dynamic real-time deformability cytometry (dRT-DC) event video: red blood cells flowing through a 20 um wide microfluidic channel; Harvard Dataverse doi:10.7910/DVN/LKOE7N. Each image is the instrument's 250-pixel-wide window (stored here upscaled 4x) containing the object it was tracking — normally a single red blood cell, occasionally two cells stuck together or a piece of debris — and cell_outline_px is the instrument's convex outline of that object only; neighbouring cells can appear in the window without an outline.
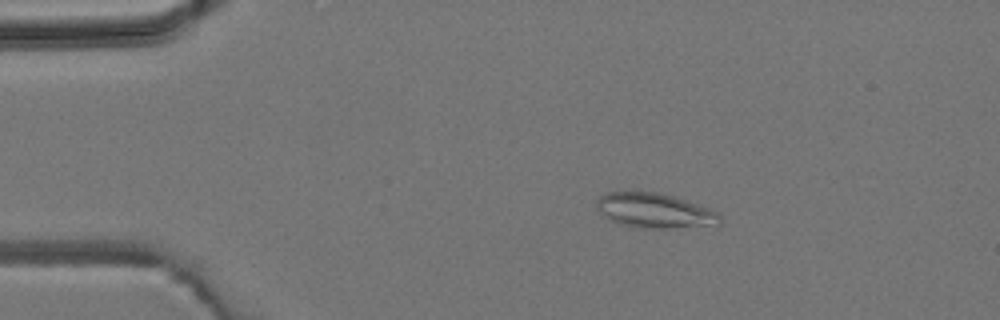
{"species": "common noctule bat (a hibernating species)", "species_latin": "Nyctalus noctula", "temperature_condition": "room temperature", "stored_images_in_passage": 4, "camera_frame_rate_fps": 3000, "um_per_image_px": 0.085, "animal": {"sex": "male", "body_mass_g": 19.2, "forearm_length_mm": 51.8}, "frame": {"image": 1, "passage_image": 2, "time_ms": 1.0, "image_size_px": [1000, 320], "cell_outline_px": [[720, 228], [640, 228], [620, 224], [604, 216], [596, 208], [596, 200], [600, 196], [608, 192], [656, 192], [672, 196], [708, 208], [716, 212], [720, 216]], "centroid_in_image_um": [55.71, 17.94], "position_along_channel_um": 29.3, "area_um2": 25.32}}